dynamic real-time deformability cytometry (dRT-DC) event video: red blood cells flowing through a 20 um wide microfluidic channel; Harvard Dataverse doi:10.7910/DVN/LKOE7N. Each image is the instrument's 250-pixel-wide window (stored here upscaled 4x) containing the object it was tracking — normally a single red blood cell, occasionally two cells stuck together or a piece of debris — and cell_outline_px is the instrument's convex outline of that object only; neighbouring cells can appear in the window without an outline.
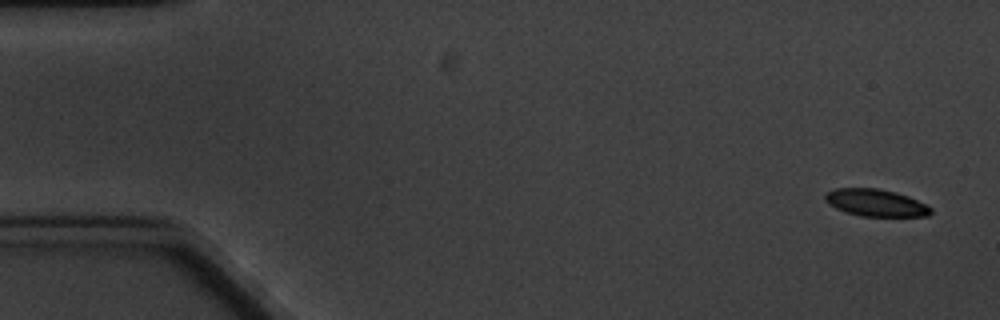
{"species": "common noctule bat (a hibernating species)", "species_latin": "Nyctalus noctula", "temperature_condition": "cold", "stored_images_in_passage": 6, "segment_of_instrument_passage": [1, 2], "camera_frame_rate_fps": 3000, "um_per_image_px": 0.085, "animal": {"sex": "male", "body_mass_g": 20.1, "forearm_length_mm": 53.5}, "frame": {"image": 1, "passage_image": 1, "time_ms": 0.0, "image_size_px": [1000, 320], "cell_outline_px": [[932, 212], [928, 216], [860, 216], [844, 212], [828, 204], [824, 200], [824, 196], [828, 192], [836, 188], [880, 188], [896, 192], [908, 196], [932, 208]], "centroid_in_image_um": [74.41, 17.23], "position_along_channel_um": 10.6, "area_um2": 16.76}}